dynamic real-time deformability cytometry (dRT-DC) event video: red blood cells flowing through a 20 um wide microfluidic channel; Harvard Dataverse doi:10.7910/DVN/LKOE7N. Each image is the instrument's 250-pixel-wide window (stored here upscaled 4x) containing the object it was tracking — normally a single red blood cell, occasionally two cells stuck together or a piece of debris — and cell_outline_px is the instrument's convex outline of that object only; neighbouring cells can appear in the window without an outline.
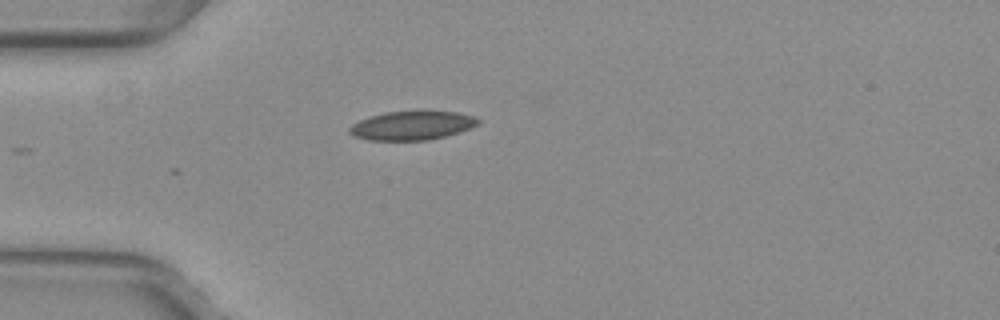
{"species": "common noctule bat (a hibernating species)", "species_latin": "Nyctalus noctula", "temperature_condition": "warm", "stored_images_in_passage": 7, "camera_frame_rate_fps": 3000, "um_per_image_px": 0.085, "animal": {"sex": "female", "body_mass_g": 29.2, "forearm_length_mm": 56.3}, "frame": {"image": 1, "passage_image": 1, "time_ms": 0.0, "image_size_px": [1000, 320], "cell_outline_px": [[480, 124], [444, 136], [428, 140], [368, 140], [356, 136], [348, 132], [348, 128], [352, 124], [360, 120], [384, 112], [420, 108], [424, 108], [460, 112], [476, 116], [480, 120]], "centroid_in_image_um": [35.07, 10.6], "position_along_channel_um": 49.9, "area_um2": 22.43}}
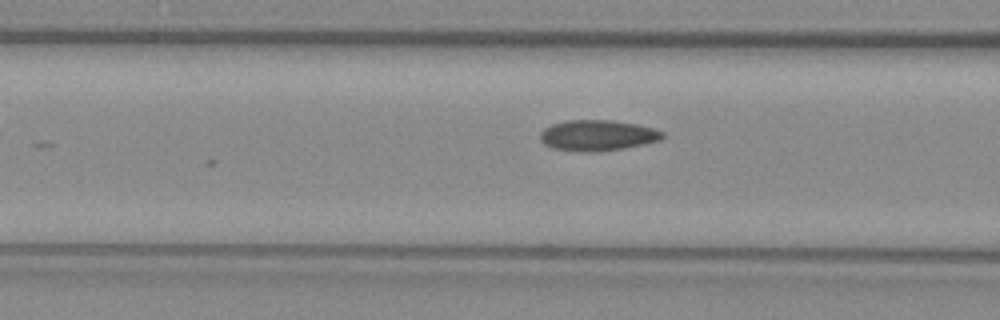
{"frame": {"image": 2, "passage_image": 7, "time_ms": 2.0, "image_size_px": [1000, 320], "cell_outline_px": [[664, 136], [660, 140], [644, 144], [624, 148], [592, 152], [584, 152], [552, 148], [544, 144], [540, 140], [540, 132], [544, 128], [552, 124], [564, 120], [612, 120], [636, 124], [652, 128], [664, 132]], "centroid_in_image_um": [50.76, 11.5], "position_along_channel_um": 115.8, "area_um2": 21.96}}